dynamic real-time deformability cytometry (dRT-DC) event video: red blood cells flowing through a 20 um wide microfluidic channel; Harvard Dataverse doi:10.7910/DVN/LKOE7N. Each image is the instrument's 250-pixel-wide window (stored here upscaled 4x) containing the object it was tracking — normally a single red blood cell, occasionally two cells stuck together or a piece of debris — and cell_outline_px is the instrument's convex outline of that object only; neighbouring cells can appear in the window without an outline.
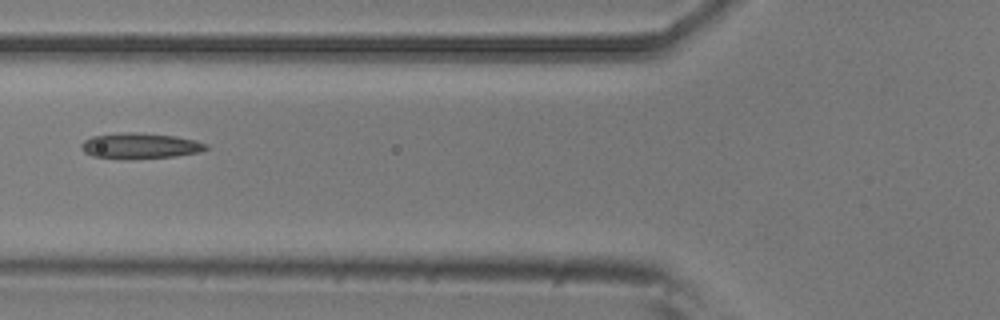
{"species": "common noctule bat (a hibernating species)", "species_latin": "Nyctalus noctula", "temperature_condition": "room temperature", "stored_images_in_passage": 8, "camera_frame_rate_fps": 3000, "um_per_image_px": 0.085, "animal": {"sex": "male", "body_mass_g": 20.5, "forearm_length_mm": 52.5}, "frame": {"image": 1, "passage_image": 6, "time_ms": 1.667, "image_size_px": [1000, 320], "cell_outline_px": [[208, 148], [200, 152], [176, 156], [128, 160], [92, 156], [84, 152], [80, 144], [84, 140], [92, 136], [120, 132], [136, 132], [176, 136], [196, 140], [208, 144]], "centroid_in_image_um": [11.9, 12.4], "position_along_channel_um": 113.9, "area_um2": 19.02}}
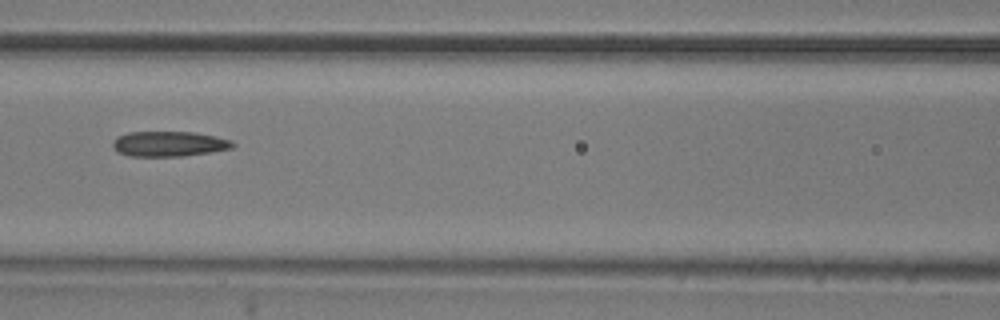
{"frame": {"image": 2, "passage_image": 7, "time_ms": 2.0, "image_size_px": [1000, 320], "cell_outline_px": [[236, 144], [232, 148], [212, 152], [184, 156], [128, 156], [116, 152], [112, 144], [112, 140], [116, 136], [128, 132], [196, 132], [216, 136], [232, 140]], "centroid_in_image_um": [14.36, 12.23], "position_along_channel_um": 152.2, "area_um2": 17.92}}
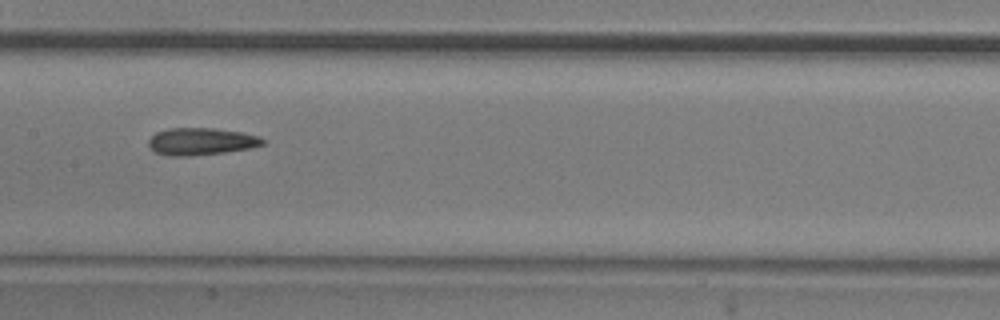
{"frame": {"image": 3, "passage_image": 8, "time_ms": 2.333, "image_size_px": [1000, 320], "cell_outline_px": [[264, 144], [252, 148], [224, 152], [188, 156], [168, 156], [156, 152], [148, 144], [148, 140], [156, 132], [168, 128], [212, 128], [240, 132], [260, 136], [264, 140]], "centroid_in_image_um": [17.09, 12.02], "position_along_channel_um": 190.3, "area_um2": 18.03}}